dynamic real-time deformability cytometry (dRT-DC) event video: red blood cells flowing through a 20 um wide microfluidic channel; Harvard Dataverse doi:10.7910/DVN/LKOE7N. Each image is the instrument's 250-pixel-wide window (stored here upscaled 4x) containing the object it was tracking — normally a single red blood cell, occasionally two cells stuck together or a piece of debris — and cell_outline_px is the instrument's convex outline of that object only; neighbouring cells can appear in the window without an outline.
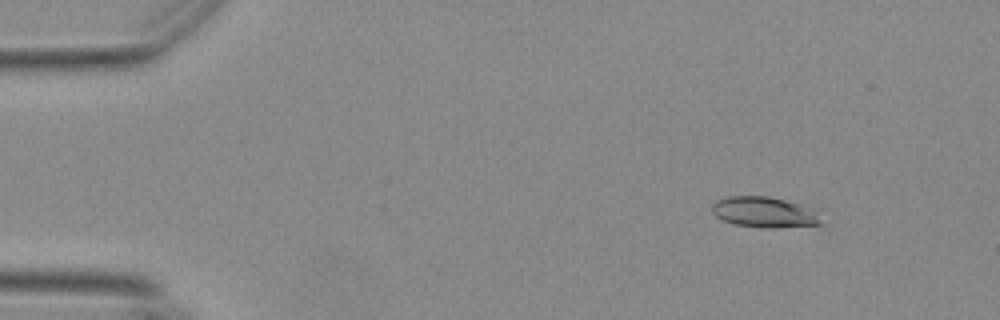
{"species": "Egyptian fruit bat (a non-hibernating species)", "species_latin": "Rousettus aegyptiacus", "temperature_condition": "warm", "stored_images_in_passage": 44, "camera_frame_rate_fps": 3000, "um_per_image_px": 0.085, "animal": {"sex": "female"}, "frame": {"image": 1, "passage_image": 2, "time_ms": 0.333, "image_size_px": [1000, 320], "cell_outline_px": [[824, 224], [772, 228], [760, 228], [736, 224], [724, 220], [716, 216], [712, 212], [712, 204], [716, 200], [728, 196], [768, 196], [800, 204], [820, 220]], "centroid_in_image_um": [64.86, 18.04], "position_along_channel_um": 20.1, "area_um2": 18.96}}
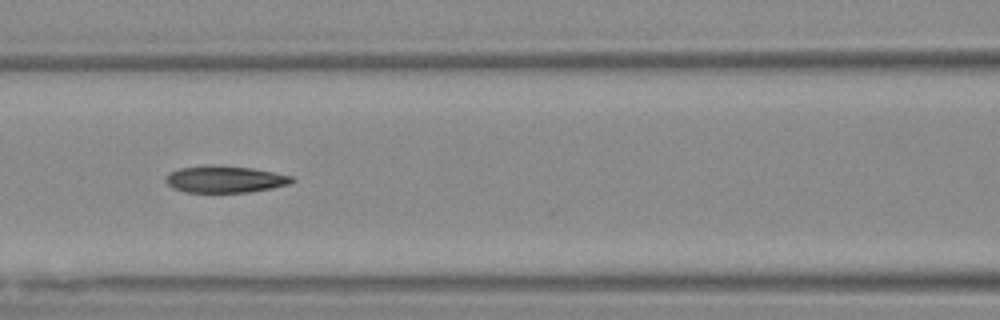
{"frame": {"image": 2, "passage_image": 20, "time_ms": 6.333, "image_size_px": [1000, 320], "cell_outline_px": [[296, 180], [292, 184], [272, 188], [248, 192], [184, 192], [172, 188], [164, 180], [168, 172], [180, 168], [212, 164], [220, 164], [252, 168], [296, 176]], "centroid_in_image_um": [19.15, 15.22], "position_along_channel_um": 147.4, "area_um2": 20.23}}
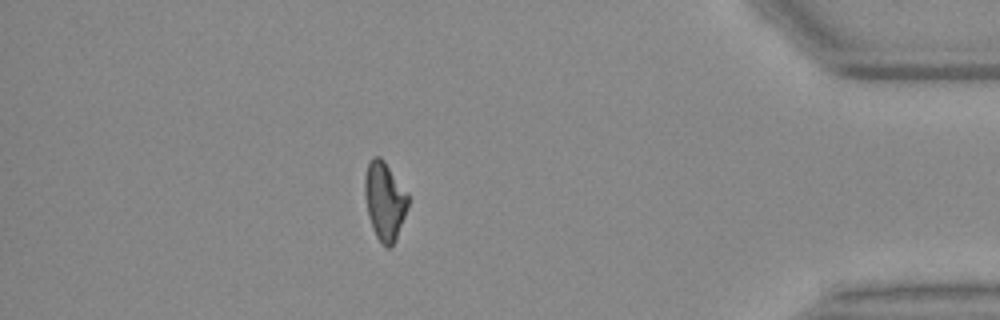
{"frame": {"image": 3, "passage_image": 44, "time_ms": 14.333, "image_size_px": [1000, 320], "cell_outline_px": [[408, 208], [396, 240], [388, 248], [376, 236], [372, 228], [368, 216], [364, 192], [364, 180], [368, 164], [372, 156], [380, 156], [384, 160], [408, 196]], "centroid_in_image_um": [32.68, 17.07], "position_along_channel_um": 402.5, "area_um2": 19.48}, "authors_computed_cell_mechanics": {"area_um2": 20.0566, "velocity_mm_per_s": 3.7081, "shape_relaxation_time_tau1_ms": null, "shape_relaxation_time_tau2_ms": 3.1689, "deformation_change_tau1": null, "deformation_change_tau2": 0.1021}}